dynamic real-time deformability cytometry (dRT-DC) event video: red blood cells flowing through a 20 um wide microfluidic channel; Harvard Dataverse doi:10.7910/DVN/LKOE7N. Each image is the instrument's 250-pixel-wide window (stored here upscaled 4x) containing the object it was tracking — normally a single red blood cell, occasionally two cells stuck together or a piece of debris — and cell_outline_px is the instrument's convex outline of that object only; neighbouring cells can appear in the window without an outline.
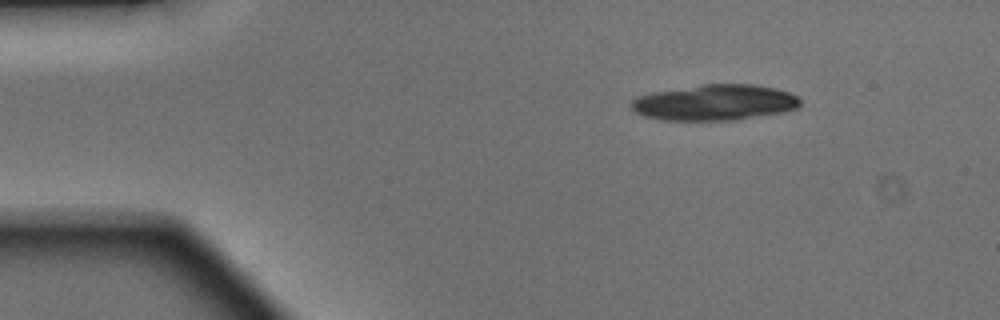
{"species": "Egyptian fruit bat (a non-hibernating species)", "species_latin": "Rousettus aegyptiacus", "temperature_condition": "warm", "stored_images_in_passage": 14, "camera_frame_rate_fps": 3000, "um_per_image_px": 0.085, "animal": {"sex": "male"}, "frame": {"image": 1, "passage_image": 1, "time_ms": 0.0, "image_size_px": [1000, 320], "cell_outline_px": [[800, 104], [796, 108], [784, 112], [732, 120], [660, 120], [644, 116], [628, 108], [628, 104], [636, 96], [652, 92], [700, 84], [756, 84], [776, 88], [788, 92], [796, 96], [800, 100]], "centroid_in_image_um": [60.69, 8.7], "position_along_channel_um": 24.3, "area_um2": 35.55}}